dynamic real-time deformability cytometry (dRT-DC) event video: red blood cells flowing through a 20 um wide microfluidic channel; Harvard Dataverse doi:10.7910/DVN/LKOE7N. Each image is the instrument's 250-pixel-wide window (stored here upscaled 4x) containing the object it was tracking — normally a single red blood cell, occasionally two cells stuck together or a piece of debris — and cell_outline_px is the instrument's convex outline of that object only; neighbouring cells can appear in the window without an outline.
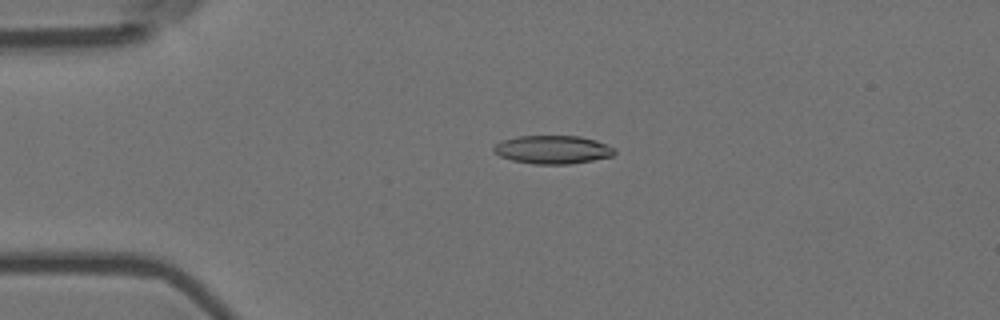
{"species": "Egyptian fruit bat (a non-hibernating species)", "species_latin": "Rousettus aegyptiacus", "temperature_condition": "room temperature", "stored_images_in_passage": 5, "camera_frame_rate_fps": 3000, "um_per_image_px": 0.085, "animal": {"sex": "female"}, "frame": {"image": 1, "passage_image": 4, "time_ms": 1.0, "image_size_px": [1000, 320], "cell_outline_px": [[616, 152], [612, 156], [592, 160], [568, 164], [532, 164], [512, 160], [500, 156], [492, 152], [492, 148], [500, 140], [516, 136], [580, 136], [596, 140], [616, 148]], "centroid_in_image_um": [46.95, 12.71], "position_along_channel_um": 38.1, "area_um2": 20.11}}